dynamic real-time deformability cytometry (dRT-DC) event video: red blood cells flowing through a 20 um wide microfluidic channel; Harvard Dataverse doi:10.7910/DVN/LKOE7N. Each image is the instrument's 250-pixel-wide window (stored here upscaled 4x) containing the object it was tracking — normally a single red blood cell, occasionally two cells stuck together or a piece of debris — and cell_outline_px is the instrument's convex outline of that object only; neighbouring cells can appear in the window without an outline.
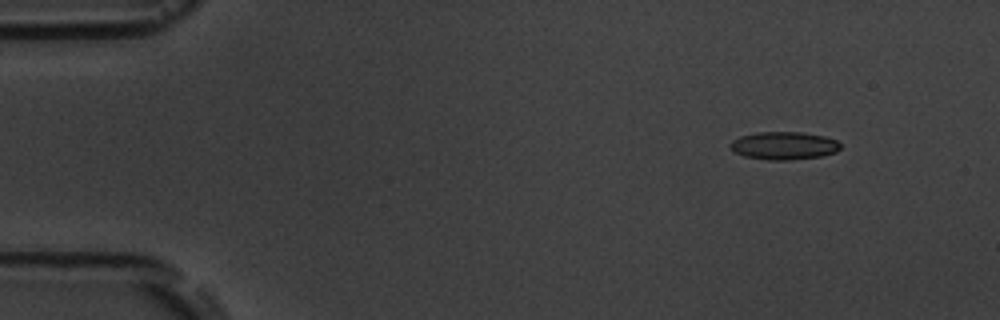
{"species": "common noctule bat (a hibernating species)", "species_latin": "Nyctalus noctula", "temperature_condition": "room temperature", "stored_images_in_passage": 6, "camera_frame_rate_fps": 3000, "um_per_image_px": 0.085, "animal": {"sex": "male", "body_mass_g": 19.5, "forearm_length_mm": 54.6}, "frame": {"image": 1, "passage_image": 2, "time_ms": 1.333, "image_size_px": [1000, 320], "cell_outline_px": [[840, 148], [836, 152], [820, 156], [788, 160], [768, 160], [744, 156], [736, 152], [732, 148], [732, 140], [740, 136], [756, 132], [800, 132], [824, 136], [836, 140], [840, 144]], "centroid_in_image_um": [66.64, 12.37], "position_along_channel_um": 18.4, "area_um2": 17.69}}
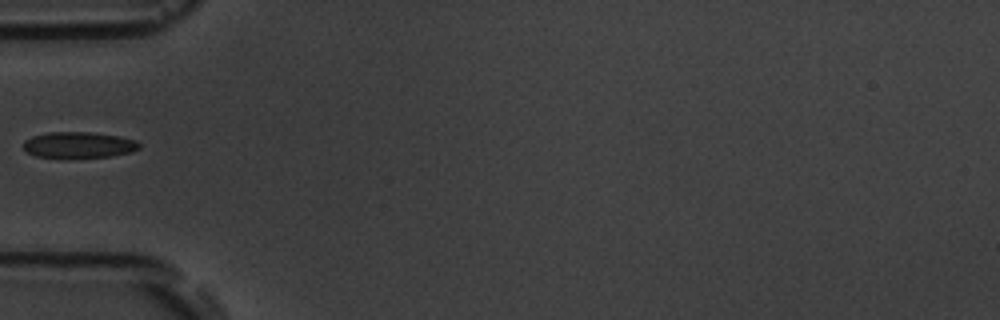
{"frame": {"image": 2, "passage_image": 5, "time_ms": 5.667, "image_size_px": [1000, 320], "cell_outline_px": [[140, 148], [132, 152], [112, 156], [36, 156], [28, 152], [24, 148], [24, 140], [32, 136], [48, 132], [92, 132], [120, 136], [136, 140], [140, 144]], "centroid_in_image_um": [6.74, 12.28], "position_along_channel_um": 78.3, "area_um2": 17.22}}
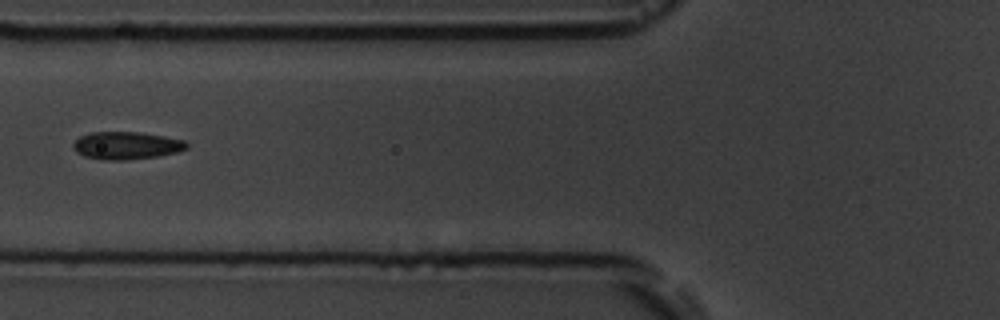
{"frame": {"image": 3, "passage_image": 6, "time_ms": 6.667, "image_size_px": [1000, 320], "cell_outline_px": [[188, 148], [176, 152], [156, 156], [128, 160], [104, 160], [84, 156], [76, 152], [72, 148], [72, 144], [80, 136], [92, 132], [140, 132], [164, 136], [184, 140], [188, 144]], "centroid_in_image_um": [10.72, 12.37], "position_along_channel_um": 115.1, "area_um2": 18.26}}